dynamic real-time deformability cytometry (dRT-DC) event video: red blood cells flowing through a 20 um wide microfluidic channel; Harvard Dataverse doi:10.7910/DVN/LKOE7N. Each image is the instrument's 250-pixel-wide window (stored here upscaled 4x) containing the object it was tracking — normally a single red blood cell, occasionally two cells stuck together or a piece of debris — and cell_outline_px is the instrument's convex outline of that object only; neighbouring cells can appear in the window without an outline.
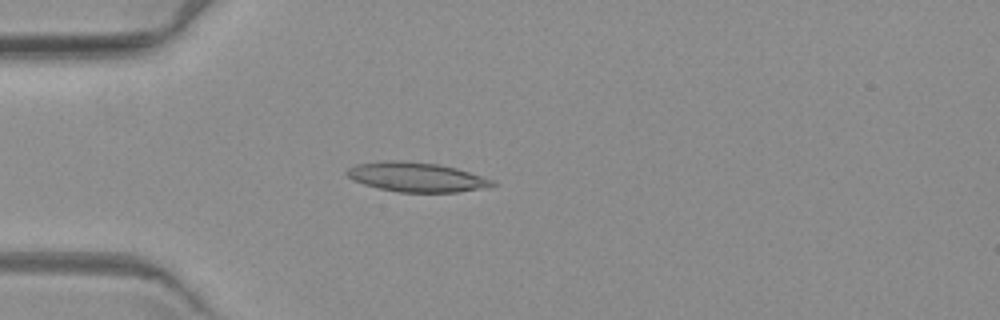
{"species": "common noctule bat (a hibernating species)", "species_latin": "Nyctalus noctula", "temperature_condition": "warm", "stored_images_in_passage": 5, "camera_frame_rate_fps": 3000, "um_per_image_px": 0.085, "animal": {"sex": "female", "body_mass_g": 19.3, "forearm_length_mm": 54.1}, "frame": {"image": 1, "passage_image": 5, "time_ms": 4.667, "image_size_px": [1000, 320], "cell_outline_px": [[500, 184], [488, 188], [456, 192], [396, 192], [364, 184], [352, 180], [344, 172], [348, 168], [356, 164], [380, 160], [400, 160], [440, 164], [456, 168], [496, 180]], "centroid_in_image_um": [35.44, 15.05], "position_along_channel_um": 49.6, "area_um2": 25.43}}